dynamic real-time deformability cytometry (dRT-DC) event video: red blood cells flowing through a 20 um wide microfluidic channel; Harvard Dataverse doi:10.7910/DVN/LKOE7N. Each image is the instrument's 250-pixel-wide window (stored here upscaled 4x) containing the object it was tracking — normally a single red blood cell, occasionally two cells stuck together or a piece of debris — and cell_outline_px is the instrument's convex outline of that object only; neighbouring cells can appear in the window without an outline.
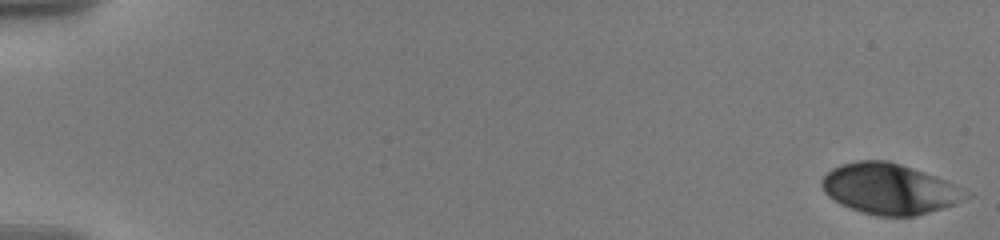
{"species": "human", "species_latin": "Homo sapiens", "temperature_condition": "warm", "stored_images_in_passage": 56, "camera_frame_rate_fps": 3000, "um_per_image_px": 0.085, "donor": {"sex": "male"}, "frame": {"image": 1, "passage_image": 1, "time_ms": 0.0, "image_size_px": [1000, 240], "cell_outline_px": [[972, 196], [956, 204], [928, 212], [912, 216], [876, 216], [860, 212], [840, 204], [828, 196], [824, 192], [820, 184], [820, 180], [832, 168], [840, 164], [856, 160], [888, 160], [936, 176], [956, 184], [972, 192]], "centroid_in_image_um": [75.62, 16.05], "position_along_channel_um": 9.4, "area_um2": 42.89}}
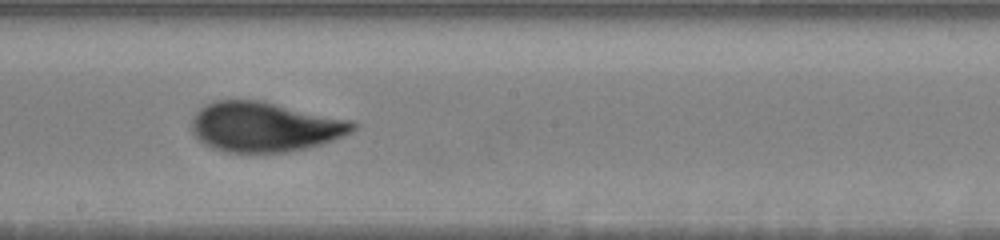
{"frame": {"image": 2, "passage_image": 32, "time_ms": 11.0, "image_size_px": [1000, 240], "cell_outline_px": [[356, 128], [352, 132], [332, 140], [320, 144], [288, 152], [228, 152], [212, 148], [204, 144], [192, 132], [192, 120], [196, 112], [204, 104], [216, 100], [264, 100], [352, 120], [356, 124]], "centroid_in_image_um": [22.5, 10.76], "position_along_channel_um": 225.7, "area_um2": 46.99}}
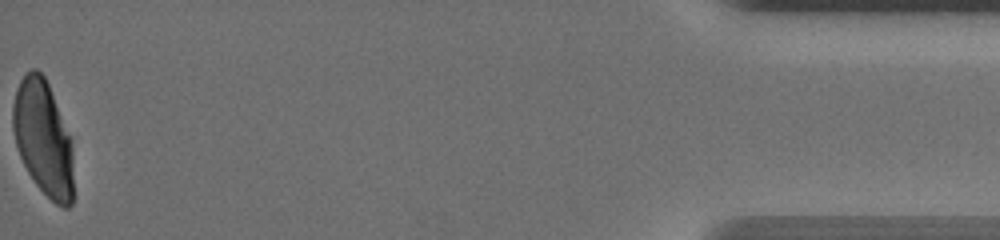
{"frame": {"image": 3, "passage_image": 56, "time_ms": 19.0, "image_size_px": [1000, 240], "cell_outline_px": [[72, 204], [68, 208], [64, 208], [56, 204], [36, 184], [28, 172], [20, 156], [16, 144], [12, 128], [12, 104], [16, 88], [20, 80], [32, 68], [36, 68], [44, 76], [48, 84], [68, 136], [72, 148]], "centroid_in_image_um": [3.63, 11.74], "position_along_channel_um": 431.6, "area_um2": 39.88}, "authors_computed_cell_mechanics": {"area_um2": 44.7661, "velocity_mm_per_s": 3.5831, "shape_relaxation_time_tau1_ms": 5.4134, "shape_relaxation_time_tau2_ms": null, "deformation_change_tau1": 0.2092, "deformation_change_tau2": null}}